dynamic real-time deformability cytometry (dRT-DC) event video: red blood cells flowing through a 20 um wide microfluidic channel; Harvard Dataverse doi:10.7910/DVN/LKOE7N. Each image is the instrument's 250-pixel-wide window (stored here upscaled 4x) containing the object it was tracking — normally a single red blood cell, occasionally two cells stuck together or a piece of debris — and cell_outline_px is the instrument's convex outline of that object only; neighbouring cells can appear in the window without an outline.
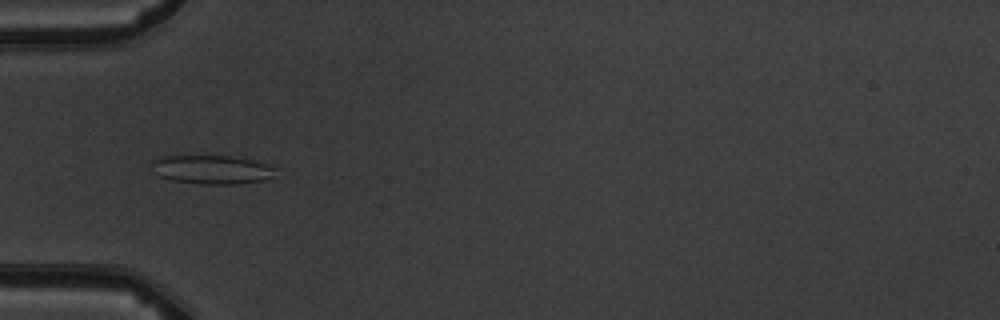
{"species": "common noctule bat (a hibernating species)", "species_latin": "Nyctalus noctula", "temperature_condition": "warm", "stored_images_in_passage": 8, "camera_frame_rate_fps": 3000, "um_per_image_px": 0.085, "animal": {"sex": "male", "body_mass_g": 19.5, "forearm_length_mm": 54.6}, "frame": {"image": 1, "passage_image": 5, "time_ms": 4.333, "image_size_px": [1000, 320], "cell_outline_px": [[276, 168], [272, 176], [264, 180], [240, 184], [200, 184], [172, 180], [160, 176], [156, 172], [152, 164], [152, 160], [160, 156], [232, 156], [252, 160]], "centroid_in_image_um": [18.0, 14.42], "position_along_channel_um": 67.0, "area_um2": 20.58}}
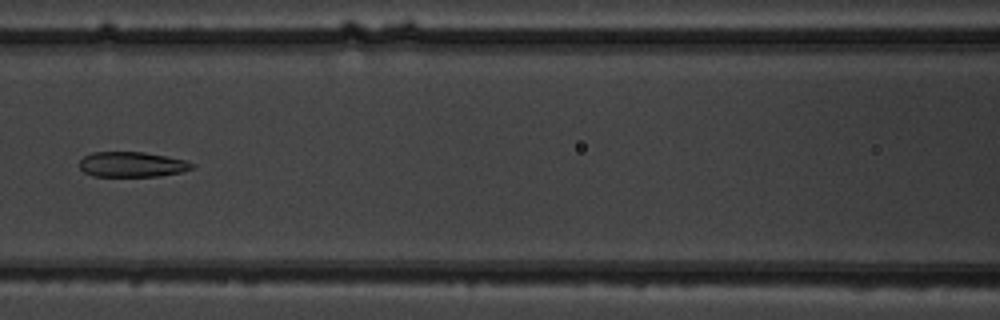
{"frame": {"image": 2, "passage_image": 7, "time_ms": 6.667, "image_size_px": [1000, 320], "cell_outline_px": [[196, 164], [192, 168], [180, 172], [160, 176], [92, 176], [84, 172], [80, 168], [80, 160], [84, 156], [92, 152], [144, 152], [184, 160]], "centroid_in_image_um": [11.19, 13.98], "position_along_channel_um": 155.4, "area_um2": 16.42}}
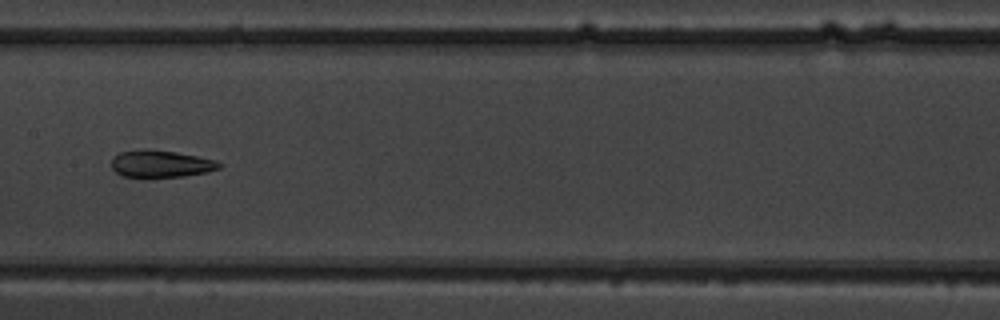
{"frame": {"image": 3, "passage_image": 8, "time_ms": 7.667, "image_size_px": [1000, 320], "cell_outline_px": [[224, 164], [220, 168], [208, 172], [184, 176], [124, 176], [116, 172], [112, 168], [112, 156], [120, 152], [144, 148], [148, 148], [176, 152], [216, 160]], "centroid_in_image_um": [13.69, 13.9], "position_along_channel_um": 193.7, "area_um2": 16.99}}